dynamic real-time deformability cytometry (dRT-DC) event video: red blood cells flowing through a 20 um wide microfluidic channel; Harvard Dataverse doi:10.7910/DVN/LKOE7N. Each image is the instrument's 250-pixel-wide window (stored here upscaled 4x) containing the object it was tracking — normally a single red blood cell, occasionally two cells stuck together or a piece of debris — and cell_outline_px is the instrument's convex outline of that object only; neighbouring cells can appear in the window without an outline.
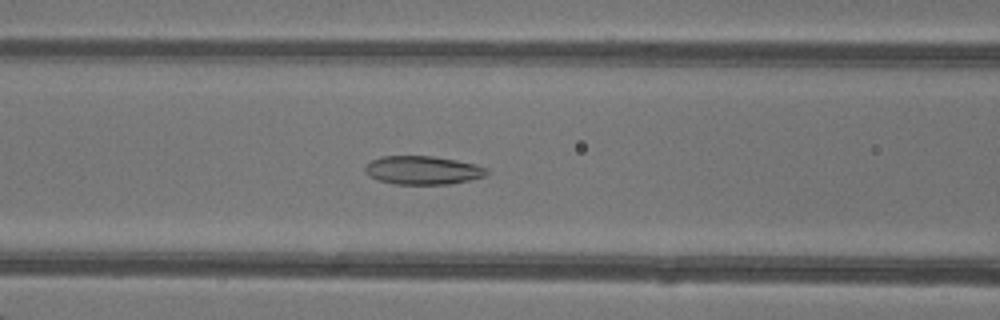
{"species": "common noctule bat (a hibernating species)", "species_latin": "Nyctalus noctula", "temperature_condition": "warm", "stored_images_in_passage": 48, "camera_frame_rate_fps": 3000, "um_per_image_px": 0.085, "animal": {"sex": "female"}, "frame": {"image": 1, "passage_image": 21, "time_ms": 6.667, "image_size_px": [1000, 320], "cell_outline_px": [[488, 172], [484, 176], [468, 180], [448, 184], [396, 184], [380, 180], [372, 176], [364, 168], [372, 160], [380, 156], [432, 156], [456, 160], [476, 164], [488, 168]], "centroid_in_image_um": [35.98, 14.46], "position_along_channel_um": 130.6, "area_um2": 19.88}}
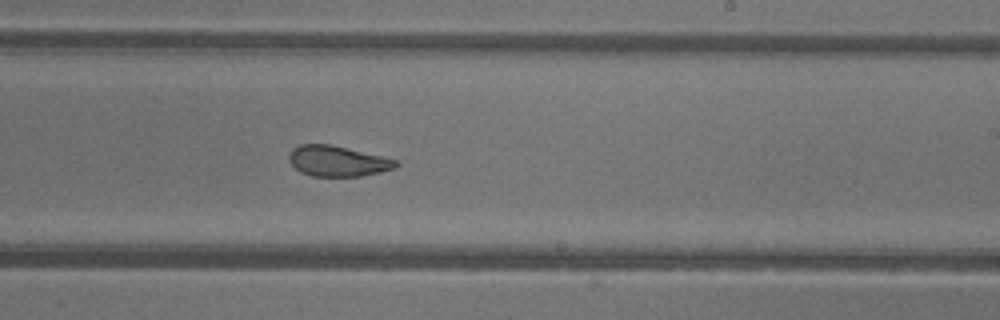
{"frame": {"image": 2, "passage_image": 30, "time_ms": 9.667, "image_size_px": [1000, 320], "cell_outline_px": [[400, 164], [396, 168], [380, 172], [360, 176], [312, 176], [300, 172], [288, 160], [288, 156], [292, 148], [300, 144], [332, 144], [396, 160]], "centroid_in_image_um": [28.67, 13.69], "position_along_channel_um": 260.3, "area_um2": 19.02}}
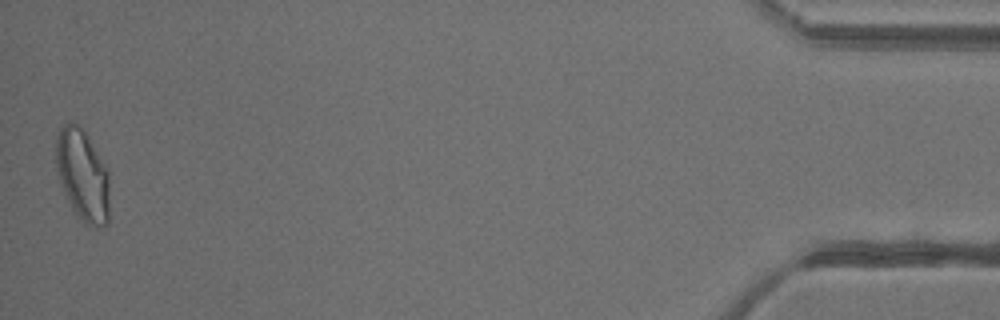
{"frame": {"image": 3, "passage_image": 48, "time_ms": 15.667, "image_size_px": [1000, 320], "cell_outline_px": [[108, 224], [96, 228], [92, 228], [84, 224], [76, 216], [60, 184], [56, 168], [56, 136], [60, 128], [68, 120], [72, 120], [84, 128], [108, 168]], "centroid_in_image_um": [7.01, 14.86], "position_along_channel_um": 428.2, "area_um2": 29.3}, "authors_computed_cell_mechanics": {"area_um2": 22.9755, "velocity_mm_per_s": 4.3302, "shape_relaxation_time_tau1_ms": null, "shape_relaxation_time_tau2_ms": 1.1993, "deformation_change_tau1": null, "deformation_change_tau2": 0.0741}}